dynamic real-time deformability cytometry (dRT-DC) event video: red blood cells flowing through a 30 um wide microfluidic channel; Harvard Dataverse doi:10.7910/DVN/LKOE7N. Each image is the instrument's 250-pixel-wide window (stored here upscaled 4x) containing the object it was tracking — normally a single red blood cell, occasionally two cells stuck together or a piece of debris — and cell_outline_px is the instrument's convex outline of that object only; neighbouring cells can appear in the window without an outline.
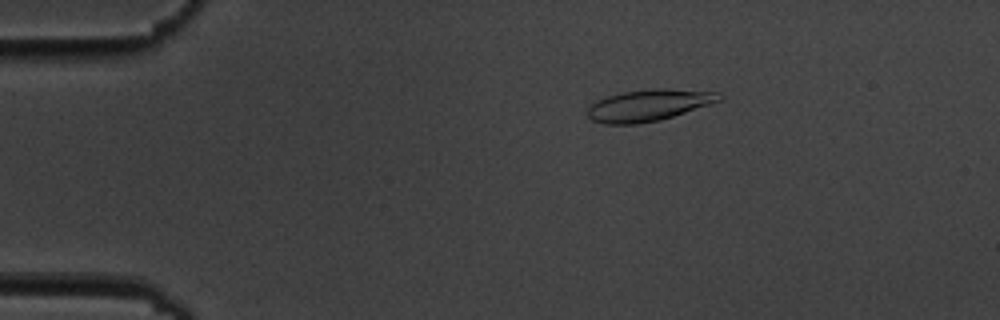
{"species": "common noctule bat (a hibernating species)", "species_latin": "Nyctalus noctula", "temperature_condition": "cold", "stored_images_in_passage": 5, "camera_frame_rate_fps": 3000, "um_per_image_px": 0.085, "animal": {"sex": "male", "body_mass_g": 19.5, "forearm_length_mm": 54.6}, "frame": {"image": 1, "passage_image": 3, "time_ms": 2.333, "image_size_px": [1000, 320], "cell_outline_px": [[724, 96], [720, 100], [660, 120], [636, 124], [604, 124], [592, 120], [588, 116], [588, 108], [596, 100], [608, 96], [624, 92], [656, 88], [664, 88], [720, 92]], "centroid_in_image_um": [55.12, 8.94], "position_along_channel_um": 29.9, "area_um2": 23.93}}